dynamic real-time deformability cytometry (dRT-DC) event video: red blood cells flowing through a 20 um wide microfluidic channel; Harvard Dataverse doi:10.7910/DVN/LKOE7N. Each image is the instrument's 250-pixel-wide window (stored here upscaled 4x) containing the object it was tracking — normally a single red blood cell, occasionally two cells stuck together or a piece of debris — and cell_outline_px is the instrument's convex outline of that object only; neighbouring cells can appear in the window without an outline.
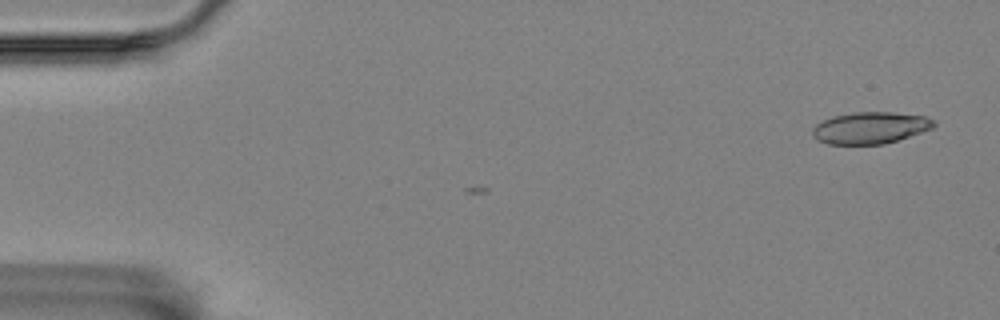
{"species": "Egyptian fruit bat (a non-hibernating species)", "species_latin": "Rousettus aegyptiacus", "temperature_condition": "room temperature", "stored_images_in_passage": 4, "camera_frame_rate_fps": 3000, "um_per_image_px": 0.085, "animal": {"sex": "female"}, "frame": {"image": 1, "passage_image": 1, "time_ms": 0.0, "image_size_px": [1000, 320], "cell_outline_px": [[936, 124], [932, 128], [884, 144], [828, 144], [816, 140], [812, 136], [812, 128], [816, 124], [832, 116], [852, 112], [892, 112], [928, 116]], "centroid_in_image_um": [73.93, 10.86], "position_along_channel_um": 11.1, "area_um2": 22.43}}